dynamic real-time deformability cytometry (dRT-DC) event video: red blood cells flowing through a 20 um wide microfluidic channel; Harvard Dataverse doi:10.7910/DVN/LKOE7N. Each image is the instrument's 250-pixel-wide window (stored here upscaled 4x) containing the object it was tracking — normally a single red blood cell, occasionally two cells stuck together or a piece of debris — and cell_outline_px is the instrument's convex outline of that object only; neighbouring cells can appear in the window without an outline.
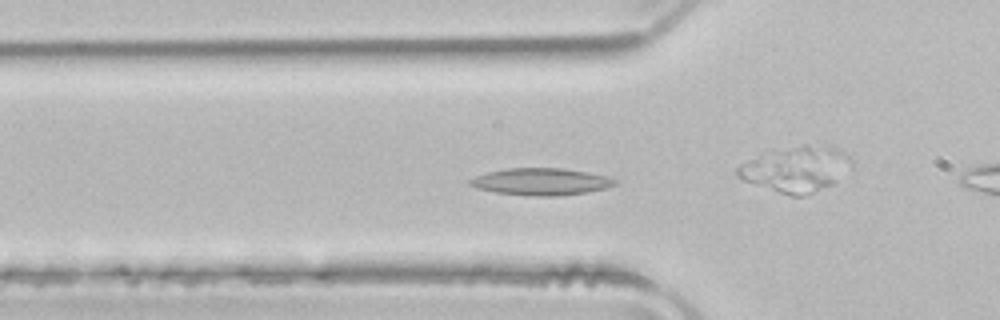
{"species": "common noctule bat (a hibernating species)", "species_latin": "Nyctalus noctula", "temperature_condition": "room temperature", "stored_images_in_passage": 39, "camera_frame_rate_fps": 3000, "um_per_image_px": 0.085, "animal": {"sex": "male", "body_mass_g": 21.5, "forearm_length_mm": 52.0}, "frame": {"image": 1, "passage_image": 16, "time_ms": 5.0, "image_size_px": [1000, 320], "cell_outline_px": [[616, 184], [608, 188], [588, 192], [556, 196], [532, 196], [496, 192], [476, 188], [468, 184], [468, 180], [476, 176], [488, 172], [508, 168], [564, 168], [588, 172], [608, 176], [616, 180]], "centroid_in_image_um": [46.01, 15.44], "position_along_channel_um": 79.8, "area_um2": 22.89}}
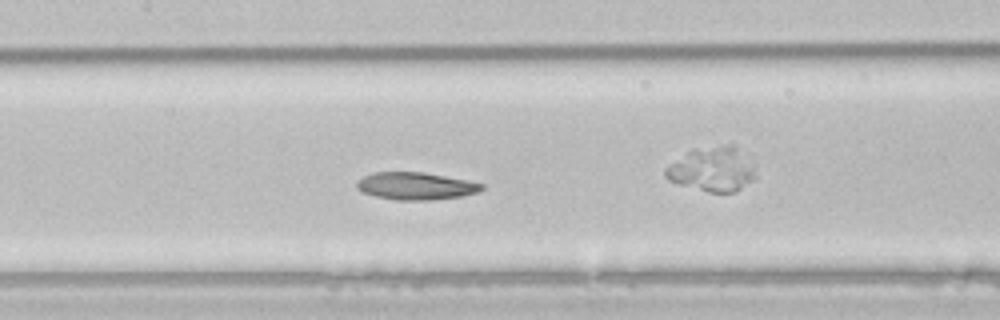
{"frame": {"image": 2, "passage_image": 23, "time_ms": 7.333, "image_size_px": [1000, 320], "cell_outline_px": [[484, 188], [476, 192], [460, 196], [432, 200], [396, 200], [376, 196], [360, 192], [356, 188], [356, 180], [372, 172], [424, 172], [468, 180], [484, 184]], "centroid_in_image_um": [35.29, 15.8], "position_along_channel_um": 172.1, "area_um2": 20.06}}
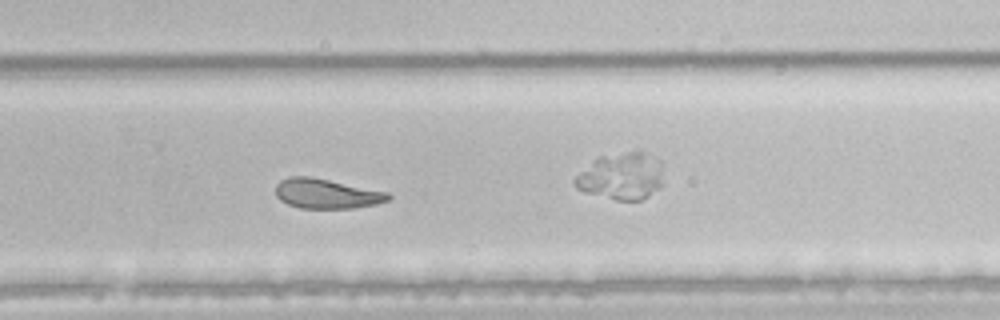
{"frame": {"image": 3, "passage_image": 33, "time_ms": 10.667, "image_size_px": [1000, 320], "cell_outline_px": [[392, 196], [388, 200], [376, 204], [356, 208], [300, 208], [288, 204], [280, 200], [276, 196], [276, 184], [280, 180], [288, 176], [308, 176], [388, 192]], "centroid_in_image_um": [27.73, 16.46], "position_along_channel_um": 302.1, "area_um2": 19.48}}